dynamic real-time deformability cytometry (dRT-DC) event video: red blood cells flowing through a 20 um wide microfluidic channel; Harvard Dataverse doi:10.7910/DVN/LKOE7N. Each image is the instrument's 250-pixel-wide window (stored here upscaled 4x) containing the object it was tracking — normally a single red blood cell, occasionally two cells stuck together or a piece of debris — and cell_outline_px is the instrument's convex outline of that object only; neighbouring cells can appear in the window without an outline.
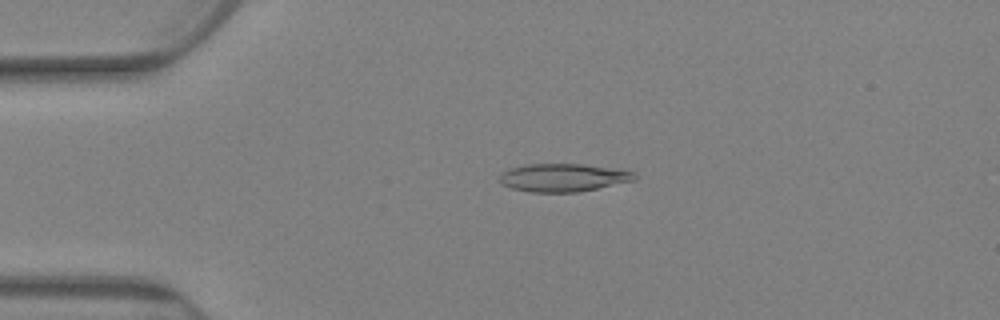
{"species": "Egyptian fruit bat (a non-hibernating species)", "species_latin": "Rousettus aegyptiacus", "temperature_condition": "warm", "stored_images_in_passage": 83, "camera_frame_rate_fps": 3000, "um_per_image_px": 0.085, "animal": {"sex": "female"}, "frame": {"image": 1, "passage_image": 19, "time_ms": 6.0, "image_size_px": [1000, 320], "cell_outline_px": [[636, 180], [576, 192], [528, 192], [512, 188], [500, 184], [500, 176], [508, 168], [528, 164], [584, 164], [616, 168], [636, 172]], "centroid_in_image_um": [47.88, 15.09], "position_along_channel_um": 37.1, "area_um2": 22.08}}
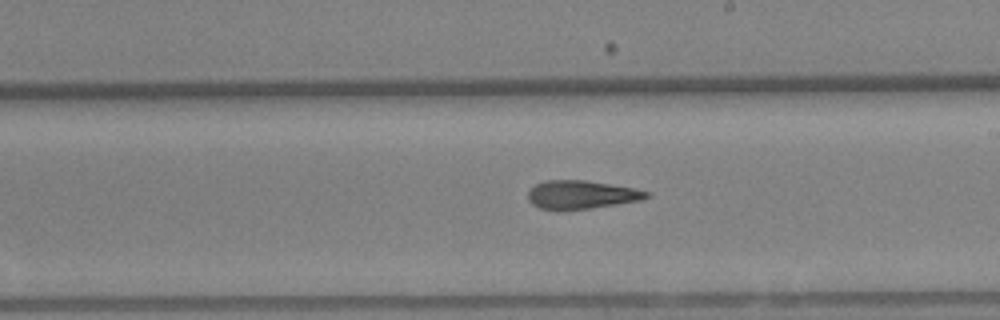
{"frame": {"image": 2, "passage_image": 48, "time_ms": 15.667, "image_size_px": [1000, 320], "cell_outline_px": [[652, 192], [644, 200], [588, 208], [540, 208], [532, 204], [528, 200], [528, 192], [536, 184], [544, 180], [584, 180], [632, 188]], "centroid_in_image_um": [49.44, 16.52], "position_along_channel_um": 239.6, "area_um2": 19.07}}
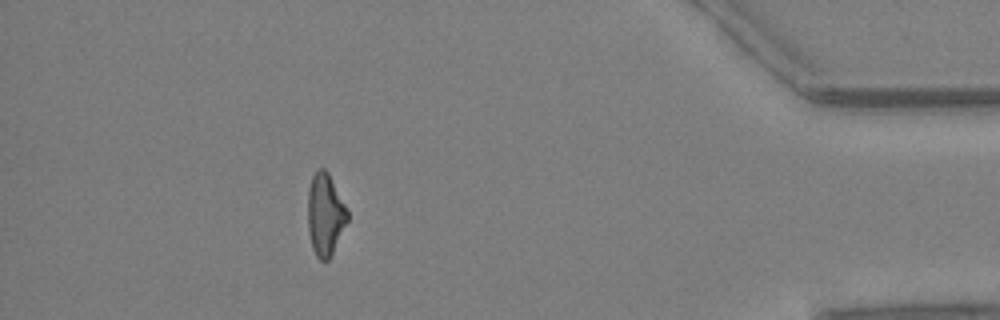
{"frame": {"image": 3, "passage_image": 74, "time_ms": 24.333, "image_size_px": [1000, 320], "cell_outline_px": [[348, 220], [328, 260], [320, 260], [316, 256], [312, 248], [308, 232], [308, 188], [312, 176], [316, 168], [324, 168], [328, 172], [348, 212]], "centroid_in_image_um": [27.61, 18.21], "position_along_channel_um": 407.6, "area_um2": 18.79}, "authors_computed_cell_mechanics": {"area_um2": 20.1722, "velocity_mm_per_s": 2.4971, "shape_relaxation_time_tau1_ms": null, "shape_relaxation_time_tau2_ms": 8.6241, "deformation_change_tau1": null, "deformation_change_tau2": 0.1881}}